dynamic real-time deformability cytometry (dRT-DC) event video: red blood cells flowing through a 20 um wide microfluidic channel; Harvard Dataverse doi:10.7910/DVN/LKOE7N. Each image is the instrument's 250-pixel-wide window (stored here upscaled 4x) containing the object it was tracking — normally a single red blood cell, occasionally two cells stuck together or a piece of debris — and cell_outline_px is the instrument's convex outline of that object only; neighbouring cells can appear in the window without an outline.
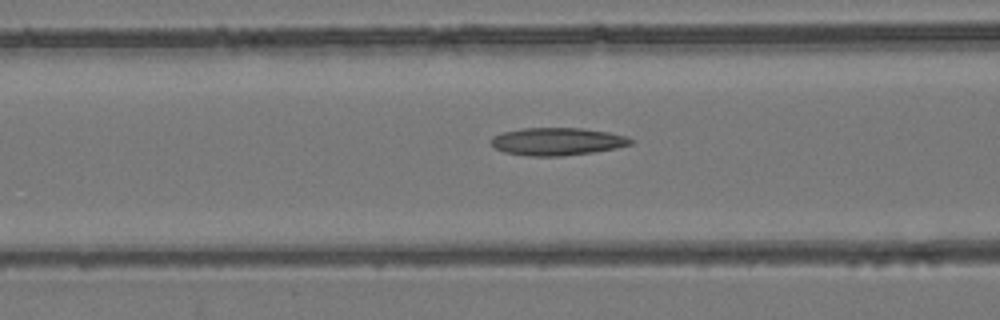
{"species": "common noctule bat (a hibernating species)", "species_latin": "Nyctalus noctula", "temperature_condition": "room temperature", "stored_images_in_passage": 54, "camera_frame_rate_fps": 3000, "um_per_image_px": 0.085, "animal": {"sex": "female", "body_mass_g": 24.6, "forearm_length_mm": 56.2}, "frame": {"image": 1, "passage_image": 22, "time_ms": 7.0, "image_size_px": [1000, 320], "cell_outline_px": [[632, 144], [616, 148], [592, 152], [564, 156], [528, 156], [504, 152], [496, 148], [492, 144], [492, 136], [504, 132], [524, 128], [580, 128], [608, 132], [628, 136], [632, 140]], "centroid_in_image_um": [47.38, 12.03], "position_along_channel_um": 119.2, "area_um2": 22.37}}
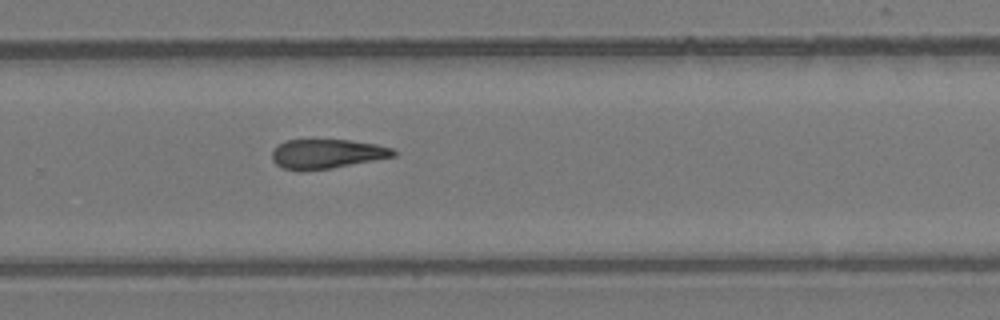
{"frame": {"image": 2, "passage_image": 36, "time_ms": 11.667, "image_size_px": [1000, 320], "cell_outline_px": [[396, 156], [332, 168], [300, 172], [284, 168], [276, 164], [272, 160], [272, 152], [284, 140], [348, 140], [376, 144], [392, 148], [396, 152]], "centroid_in_image_um": [27.77, 13.09], "position_along_channel_um": 302.0, "area_um2": 20.81}}
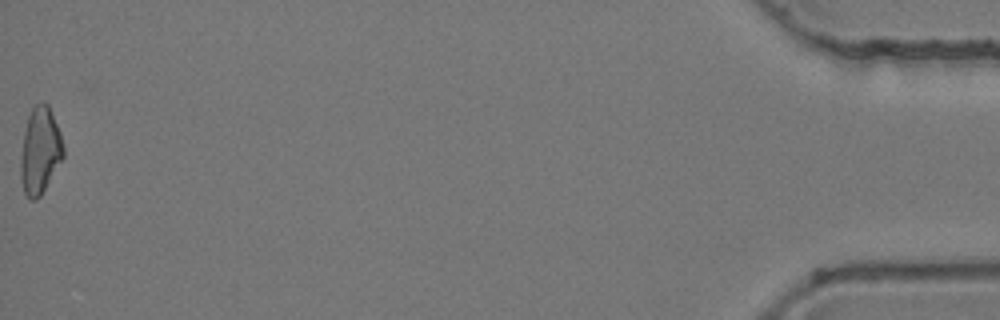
{"frame": {"image": 3, "passage_image": 54, "time_ms": 17.667, "image_size_px": [1000, 320], "cell_outline_px": [[64, 156], [40, 196], [36, 200], [28, 200], [24, 192], [20, 176], [20, 156], [24, 132], [28, 116], [32, 108], [36, 104], [48, 104], [60, 132], [64, 148]], "centroid_in_image_um": [3.39, 12.84], "position_along_channel_um": 431.8, "area_um2": 21.44}, "authors_computed_cell_mechanics": {"area_um2": 21.8195, "velocity_mm_per_s": 3.9204, "shape_relaxation_time_tau1_ms": null, "shape_relaxation_time_tau2_ms": 8.4052, "deformation_change_tau1": null, "deformation_change_tau2": 0.2002}}